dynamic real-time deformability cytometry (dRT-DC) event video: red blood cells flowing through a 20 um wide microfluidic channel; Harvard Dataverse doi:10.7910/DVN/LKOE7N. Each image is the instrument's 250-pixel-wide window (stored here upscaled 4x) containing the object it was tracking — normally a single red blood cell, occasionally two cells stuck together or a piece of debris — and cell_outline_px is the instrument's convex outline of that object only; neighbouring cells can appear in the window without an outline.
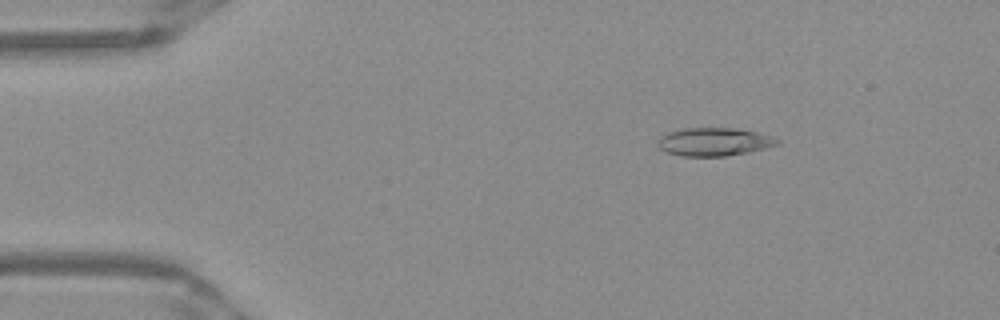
{"species": "Egyptian fruit bat (a non-hibernating species)", "species_latin": "Rousettus aegyptiacus", "temperature_condition": "warm", "stored_images_in_passage": 44, "camera_frame_rate_fps": 3000, "um_per_image_px": 0.085, "frame": {"image": 1, "passage_image": 1, "time_ms": 0.0, "image_size_px": [1000, 320], "cell_outline_px": [[780, 144], [764, 148], [724, 156], [680, 156], [668, 152], [660, 148], [656, 144], [656, 140], [668, 132], [684, 128], [732, 128], [756, 132], [776, 136], [780, 140]], "centroid_in_image_um": [60.69, 12.04], "position_along_channel_um": 24.3, "area_um2": 19.54}}
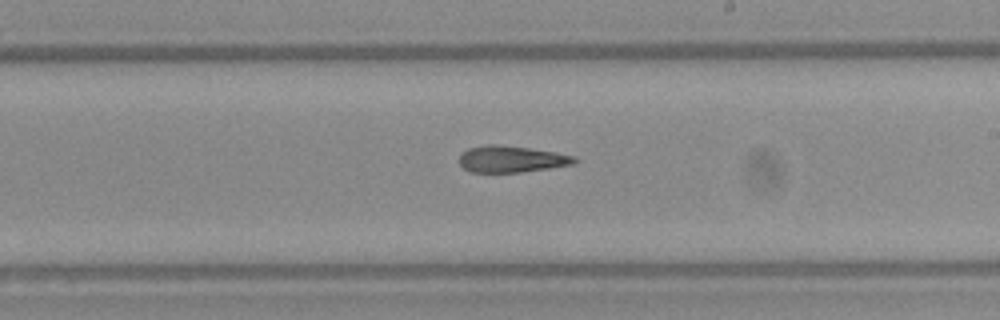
{"frame": {"image": 2, "passage_image": 23, "time_ms": 7.333, "image_size_px": [1000, 320], "cell_outline_px": [[580, 160], [572, 164], [548, 168], [520, 172], [472, 172], [464, 168], [460, 164], [460, 152], [468, 148], [488, 144], [496, 144], [528, 148], [556, 152], [576, 156]], "centroid_in_image_um": [43.47, 13.51], "position_along_channel_um": 245.5, "area_um2": 17.8}}
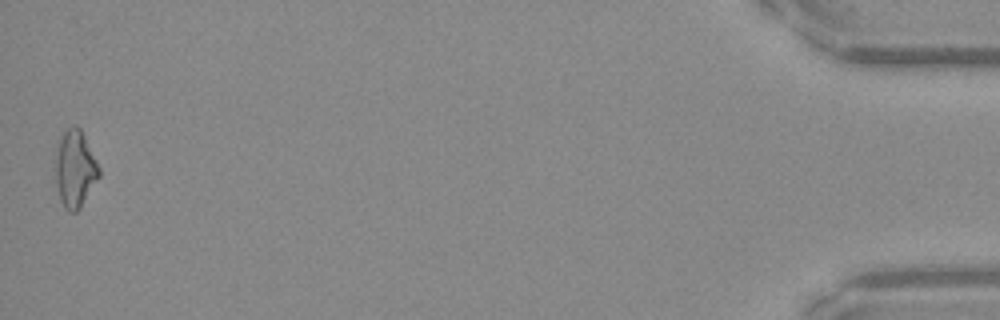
{"frame": {"image": 3, "passage_image": 44, "time_ms": 14.333, "image_size_px": [1000, 320], "cell_outline_px": [[100, 176], [80, 208], [76, 212], [68, 212], [64, 208], [60, 200], [56, 184], [56, 156], [60, 140], [64, 132], [68, 128], [76, 124], [80, 128], [100, 168]], "centroid_in_image_um": [6.39, 14.39], "position_along_channel_um": 428.8, "area_um2": 19.31}}